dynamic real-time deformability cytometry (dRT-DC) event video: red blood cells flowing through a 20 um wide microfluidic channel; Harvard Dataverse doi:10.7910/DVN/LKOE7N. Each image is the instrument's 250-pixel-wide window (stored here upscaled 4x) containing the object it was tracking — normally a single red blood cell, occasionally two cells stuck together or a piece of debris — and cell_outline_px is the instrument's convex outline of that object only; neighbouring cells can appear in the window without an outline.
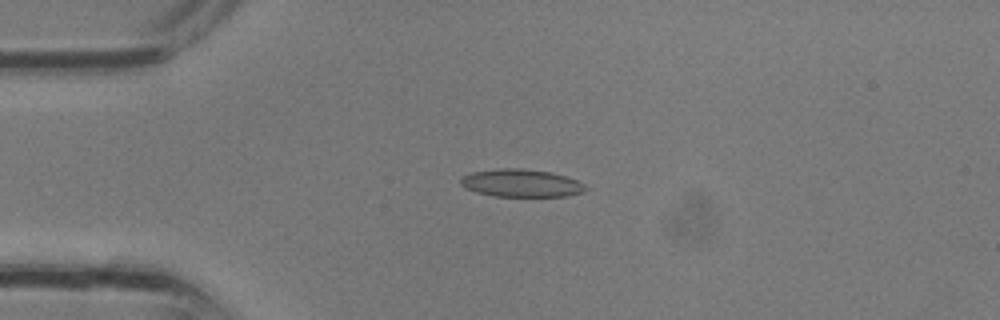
{"species": "common noctule bat (a hibernating species)", "species_latin": "Nyctalus noctula", "temperature_condition": "room temperature", "stored_images_in_passage": 2, "camera_frame_rate_fps": 3000, "um_per_image_px": 0.085, "animal": {"sex": "male", "body_mass_g": 13.3}, "frame": {"image": 1, "passage_image": 2, "time_ms": 0.333, "image_size_px": [1000, 320], "cell_outline_px": [[588, 188], [584, 192], [564, 196], [496, 196], [476, 192], [464, 188], [460, 184], [460, 176], [472, 172], [496, 168], [520, 168], [552, 172], [568, 176], [584, 184]], "centroid_in_image_um": [44.28, 15.55], "position_along_channel_um": 40.7, "area_um2": 20.4}}